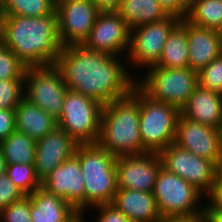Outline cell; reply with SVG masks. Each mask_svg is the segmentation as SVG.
<instances>
[{"label": "cell", "mask_w": 222, "mask_h": 222, "mask_svg": "<svg viewBox=\"0 0 222 222\" xmlns=\"http://www.w3.org/2000/svg\"><path fill=\"white\" fill-rule=\"evenodd\" d=\"M125 58L74 44L62 48L55 65L69 90L104 105L129 96L136 85V76L128 70Z\"/></svg>", "instance_id": "1"}, {"label": "cell", "mask_w": 222, "mask_h": 222, "mask_svg": "<svg viewBox=\"0 0 222 222\" xmlns=\"http://www.w3.org/2000/svg\"><path fill=\"white\" fill-rule=\"evenodd\" d=\"M4 45L27 67L56 64L63 48L58 34L57 16L6 15Z\"/></svg>", "instance_id": "2"}, {"label": "cell", "mask_w": 222, "mask_h": 222, "mask_svg": "<svg viewBox=\"0 0 222 222\" xmlns=\"http://www.w3.org/2000/svg\"><path fill=\"white\" fill-rule=\"evenodd\" d=\"M140 88L131 94L103 105L100 133L96 144L116 157L146 153L139 131Z\"/></svg>", "instance_id": "3"}, {"label": "cell", "mask_w": 222, "mask_h": 222, "mask_svg": "<svg viewBox=\"0 0 222 222\" xmlns=\"http://www.w3.org/2000/svg\"><path fill=\"white\" fill-rule=\"evenodd\" d=\"M74 155L84 176L85 211L112 203L117 192L116 156L97 144H78Z\"/></svg>", "instance_id": "4"}, {"label": "cell", "mask_w": 222, "mask_h": 222, "mask_svg": "<svg viewBox=\"0 0 222 222\" xmlns=\"http://www.w3.org/2000/svg\"><path fill=\"white\" fill-rule=\"evenodd\" d=\"M153 195L162 219L203 216L205 196L186 180L161 167Z\"/></svg>", "instance_id": "5"}, {"label": "cell", "mask_w": 222, "mask_h": 222, "mask_svg": "<svg viewBox=\"0 0 222 222\" xmlns=\"http://www.w3.org/2000/svg\"><path fill=\"white\" fill-rule=\"evenodd\" d=\"M136 85L150 98L177 107L186 104L198 86V74L190 68L148 67Z\"/></svg>", "instance_id": "6"}, {"label": "cell", "mask_w": 222, "mask_h": 222, "mask_svg": "<svg viewBox=\"0 0 222 222\" xmlns=\"http://www.w3.org/2000/svg\"><path fill=\"white\" fill-rule=\"evenodd\" d=\"M180 110L153 100L140 89L139 131L143 149L159 153L174 143Z\"/></svg>", "instance_id": "7"}, {"label": "cell", "mask_w": 222, "mask_h": 222, "mask_svg": "<svg viewBox=\"0 0 222 222\" xmlns=\"http://www.w3.org/2000/svg\"><path fill=\"white\" fill-rule=\"evenodd\" d=\"M102 110L100 101L68 89L57 125L78 144H96Z\"/></svg>", "instance_id": "8"}, {"label": "cell", "mask_w": 222, "mask_h": 222, "mask_svg": "<svg viewBox=\"0 0 222 222\" xmlns=\"http://www.w3.org/2000/svg\"><path fill=\"white\" fill-rule=\"evenodd\" d=\"M68 88L55 64L27 67L24 75V95L56 120L63 109Z\"/></svg>", "instance_id": "9"}, {"label": "cell", "mask_w": 222, "mask_h": 222, "mask_svg": "<svg viewBox=\"0 0 222 222\" xmlns=\"http://www.w3.org/2000/svg\"><path fill=\"white\" fill-rule=\"evenodd\" d=\"M180 22V19L169 15L168 17L137 26L130 29L129 50L126 56L127 66L147 69L154 66L160 59L163 46L172 29Z\"/></svg>", "instance_id": "10"}, {"label": "cell", "mask_w": 222, "mask_h": 222, "mask_svg": "<svg viewBox=\"0 0 222 222\" xmlns=\"http://www.w3.org/2000/svg\"><path fill=\"white\" fill-rule=\"evenodd\" d=\"M162 167L189 182L204 196L215 183L216 165L205 158L179 147L175 143L161 150Z\"/></svg>", "instance_id": "11"}, {"label": "cell", "mask_w": 222, "mask_h": 222, "mask_svg": "<svg viewBox=\"0 0 222 222\" xmlns=\"http://www.w3.org/2000/svg\"><path fill=\"white\" fill-rule=\"evenodd\" d=\"M58 34L63 47L83 44L100 10L92 0H61L55 4Z\"/></svg>", "instance_id": "12"}, {"label": "cell", "mask_w": 222, "mask_h": 222, "mask_svg": "<svg viewBox=\"0 0 222 222\" xmlns=\"http://www.w3.org/2000/svg\"><path fill=\"white\" fill-rule=\"evenodd\" d=\"M130 28L117 11H100L83 45L111 56H127ZM125 54V55H124Z\"/></svg>", "instance_id": "13"}, {"label": "cell", "mask_w": 222, "mask_h": 222, "mask_svg": "<svg viewBox=\"0 0 222 222\" xmlns=\"http://www.w3.org/2000/svg\"><path fill=\"white\" fill-rule=\"evenodd\" d=\"M162 161L158 153L116 157L117 188L153 192Z\"/></svg>", "instance_id": "14"}, {"label": "cell", "mask_w": 222, "mask_h": 222, "mask_svg": "<svg viewBox=\"0 0 222 222\" xmlns=\"http://www.w3.org/2000/svg\"><path fill=\"white\" fill-rule=\"evenodd\" d=\"M42 188L64 199L77 212L85 215L84 176L75 155L59 164L42 183Z\"/></svg>", "instance_id": "15"}, {"label": "cell", "mask_w": 222, "mask_h": 222, "mask_svg": "<svg viewBox=\"0 0 222 222\" xmlns=\"http://www.w3.org/2000/svg\"><path fill=\"white\" fill-rule=\"evenodd\" d=\"M78 143L58 125L36 141L34 168L42 184L59 165L71 158Z\"/></svg>", "instance_id": "16"}, {"label": "cell", "mask_w": 222, "mask_h": 222, "mask_svg": "<svg viewBox=\"0 0 222 222\" xmlns=\"http://www.w3.org/2000/svg\"><path fill=\"white\" fill-rule=\"evenodd\" d=\"M174 143L215 165L221 156L220 129L191 121L179 115Z\"/></svg>", "instance_id": "17"}, {"label": "cell", "mask_w": 222, "mask_h": 222, "mask_svg": "<svg viewBox=\"0 0 222 222\" xmlns=\"http://www.w3.org/2000/svg\"><path fill=\"white\" fill-rule=\"evenodd\" d=\"M180 115L213 128H222V94L198 85Z\"/></svg>", "instance_id": "18"}, {"label": "cell", "mask_w": 222, "mask_h": 222, "mask_svg": "<svg viewBox=\"0 0 222 222\" xmlns=\"http://www.w3.org/2000/svg\"><path fill=\"white\" fill-rule=\"evenodd\" d=\"M189 68L194 71L207 66L222 54L217 30L199 27L187 21Z\"/></svg>", "instance_id": "19"}, {"label": "cell", "mask_w": 222, "mask_h": 222, "mask_svg": "<svg viewBox=\"0 0 222 222\" xmlns=\"http://www.w3.org/2000/svg\"><path fill=\"white\" fill-rule=\"evenodd\" d=\"M112 204L131 222H158L162 220L153 192L117 189Z\"/></svg>", "instance_id": "20"}, {"label": "cell", "mask_w": 222, "mask_h": 222, "mask_svg": "<svg viewBox=\"0 0 222 222\" xmlns=\"http://www.w3.org/2000/svg\"><path fill=\"white\" fill-rule=\"evenodd\" d=\"M32 222H72L80 213L64 199L40 187L29 195Z\"/></svg>", "instance_id": "21"}, {"label": "cell", "mask_w": 222, "mask_h": 222, "mask_svg": "<svg viewBox=\"0 0 222 222\" xmlns=\"http://www.w3.org/2000/svg\"><path fill=\"white\" fill-rule=\"evenodd\" d=\"M15 125L16 131L37 141L57 126V120L24 97L15 108Z\"/></svg>", "instance_id": "22"}, {"label": "cell", "mask_w": 222, "mask_h": 222, "mask_svg": "<svg viewBox=\"0 0 222 222\" xmlns=\"http://www.w3.org/2000/svg\"><path fill=\"white\" fill-rule=\"evenodd\" d=\"M151 67L189 68L186 19L180 20L169 33L159 61Z\"/></svg>", "instance_id": "23"}, {"label": "cell", "mask_w": 222, "mask_h": 222, "mask_svg": "<svg viewBox=\"0 0 222 222\" xmlns=\"http://www.w3.org/2000/svg\"><path fill=\"white\" fill-rule=\"evenodd\" d=\"M116 11L126 21L130 29L169 16L157 0H122Z\"/></svg>", "instance_id": "24"}, {"label": "cell", "mask_w": 222, "mask_h": 222, "mask_svg": "<svg viewBox=\"0 0 222 222\" xmlns=\"http://www.w3.org/2000/svg\"><path fill=\"white\" fill-rule=\"evenodd\" d=\"M6 164H34L36 141L27 134L14 131L0 142Z\"/></svg>", "instance_id": "25"}, {"label": "cell", "mask_w": 222, "mask_h": 222, "mask_svg": "<svg viewBox=\"0 0 222 222\" xmlns=\"http://www.w3.org/2000/svg\"><path fill=\"white\" fill-rule=\"evenodd\" d=\"M185 19L193 25L218 30L222 25V0H191Z\"/></svg>", "instance_id": "26"}, {"label": "cell", "mask_w": 222, "mask_h": 222, "mask_svg": "<svg viewBox=\"0 0 222 222\" xmlns=\"http://www.w3.org/2000/svg\"><path fill=\"white\" fill-rule=\"evenodd\" d=\"M2 10L6 15L25 17L56 15L53 0H5Z\"/></svg>", "instance_id": "27"}, {"label": "cell", "mask_w": 222, "mask_h": 222, "mask_svg": "<svg viewBox=\"0 0 222 222\" xmlns=\"http://www.w3.org/2000/svg\"><path fill=\"white\" fill-rule=\"evenodd\" d=\"M5 173L26 196L42 187L37 179L34 164H7Z\"/></svg>", "instance_id": "28"}, {"label": "cell", "mask_w": 222, "mask_h": 222, "mask_svg": "<svg viewBox=\"0 0 222 222\" xmlns=\"http://www.w3.org/2000/svg\"><path fill=\"white\" fill-rule=\"evenodd\" d=\"M27 66L4 44L0 45V80L24 79Z\"/></svg>", "instance_id": "29"}, {"label": "cell", "mask_w": 222, "mask_h": 222, "mask_svg": "<svg viewBox=\"0 0 222 222\" xmlns=\"http://www.w3.org/2000/svg\"><path fill=\"white\" fill-rule=\"evenodd\" d=\"M24 97V79L0 80V109H15Z\"/></svg>", "instance_id": "30"}, {"label": "cell", "mask_w": 222, "mask_h": 222, "mask_svg": "<svg viewBox=\"0 0 222 222\" xmlns=\"http://www.w3.org/2000/svg\"><path fill=\"white\" fill-rule=\"evenodd\" d=\"M198 85L222 94V54L198 72Z\"/></svg>", "instance_id": "31"}, {"label": "cell", "mask_w": 222, "mask_h": 222, "mask_svg": "<svg viewBox=\"0 0 222 222\" xmlns=\"http://www.w3.org/2000/svg\"><path fill=\"white\" fill-rule=\"evenodd\" d=\"M30 216V197L25 196L0 211V222H32Z\"/></svg>", "instance_id": "32"}, {"label": "cell", "mask_w": 222, "mask_h": 222, "mask_svg": "<svg viewBox=\"0 0 222 222\" xmlns=\"http://www.w3.org/2000/svg\"><path fill=\"white\" fill-rule=\"evenodd\" d=\"M25 196L6 173L0 175V211Z\"/></svg>", "instance_id": "33"}, {"label": "cell", "mask_w": 222, "mask_h": 222, "mask_svg": "<svg viewBox=\"0 0 222 222\" xmlns=\"http://www.w3.org/2000/svg\"><path fill=\"white\" fill-rule=\"evenodd\" d=\"M96 209V222H131L129 218L112 203L98 204L88 209Z\"/></svg>", "instance_id": "34"}, {"label": "cell", "mask_w": 222, "mask_h": 222, "mask_svg": "<svg viewBox=\"0 0 222 222\" xmlns=\"http://www.w3.org/2000/svg\"><path fill=\"white\" fill-rule=\"evenodd\" d=\"M157 2L168 15L175 16L180 20L186 18L191 6V0H157Z\"/></svg>", "instance_id": "35"}, {"label": "cell", "mask_w": 222, "mask_h": 222, "mask_svg": "<svg viewBox=\"0 0 222 222\" xmlns=\"http://www.w3.org/2000/svg\"><path fill=\"white\" fill-rule=\"evenodd\" d=\"M15 130V109H0V142Z\"/></svg>", "instance_id": "36"}, {"label": "cell", "mask_w": 222, "mask_h": 222, "mask_svg": "<svg viewBox=\"0 0 222 222\" xmlns=\"http://www.w3.org/2000/svg\"><path fill=\"white\" fill-rule=\"evenodd\" d=\"M203 210H220L222 211V184H214L210 192L205 196ZM206 202V203H205Z\"/></svg>", "instance_id": "37"}, {"label": "cell", "mask_w": 222, "mask_h": 222, "mask_svg": "<svg viewBox=\"0 0 222 222\" xmlns=\"http://www.w3.org/2000/svg\"><path fill=\"white\" fill-rule=\"evenodd\" d=\"M100 11H116L122 0H92Z\"/></svg>", "instance_id": "38"}, {"label": "cell", "mask_w": 222, "mask_h": 222, "mask_svg": "<svg viewBox=\"0 0 222 222\" xmlns=\"http://www.w3.org/2000/svg\"><path fill=\"white\" fill-rule=\"evenodd\" d=\"M205 222H222V211L220 210H203Z\"/></svg>", "instance_id": "39"}, {"label": "cell", "mask_w": 222, "mask_h": 222, "mask_svg": "<svg viewBox=\"0 0 222 222\" xmlns=\"http://www.w3.org/2000/svg\"><path fill=\"white\" fill-rule=\"evenodd\" d=\"M214 184H222V157L216 163Z\"/></svg>", "instance_id": "40"}, {"label": "cell", "mask_w": 222, "mask_h": 222, "mask_svg": "<svg viewBox=\"0 0 222 222\" xmlns=\"http://www.w3.org/2000/svg\"><path fill=\"white\" fill-rule=\"evenodd\" d=\"M5 19L6 14L0 8V45L4 44Z\"/></svg>", "instance_id": "41"}, {"label": "cell", "mask_w": 222, "mask_h": 222, "mask_svg": "<svg viewBox=\"0 0 222 222\" xmlns=\"http://www.w3.org/2000/svg\"><path fill=\"white\" fill-rule=\"evenodd\" d=\"M158 222H205L203 216L191 219H162Z\"/></svg>", "instance_id": "42"}, {"label": "cell", "mask_w": 222, "mask_h": 222, "mask_svg": "<svg viewBox=\"0 0 222 222\" xmlns=\"http://www.w3.org/2000/svg\"><path fill=\"white\" fill-rule=\"evenodd\" d=\"M6 167V160L4 159L2 151L0 150V175L5 173Z\"/></svg>", "instance_id": "43"}, {"label": "cell", "mask_w": 222, "mask_h": 222, "mask_svg": "<svg viewBox=\"0 0 222 222\" xmlns=\"http://www.w3.org/2000/svg\"><path fill=\"white\" fill-rule=\"evenodd\" d=\"M217 31H218V36H219L221 48H222V25L220 26V28Z\"/></svg>", "instance_id": "44"}, {"label": "cell", "mask_w": 222, "mask_h": 222, "mask_svg": "<svg viewBox=\"0 0 222 222\" xmlns=\"http://www.w3.org/2000/svg\"><path fill=\"white\" fill-rule=\"evenodd\" d=\"M220 153H221L220 157H222V128L220 129Z\"/></svg>", "instance_id": "45"}, {"label": "cell", "mask_w": 222, "mask_h": 222, "mask_svg": "<svg viewBox=\"0 0 222 222\" xmlns=\"http://www.w3.org/2000/svg\"><path fill=\"white\" fill-rule=\"evenodd\" d=\"M4 2H5V0H0V8L3 7Z\"/></svg>", "instance_id": "46"}, {"label": "cell", "mask_w": 222, "mask_h": 222, "mask_svg": "<svg viewBox=\"0 0 222 222\" xmlns=\"http://www.w3.org/2000/svg\"><path fill=\"white\" fill-rule=\"evenodd\" d=\"M54 2H55V4L57 3V2H60L61 0H53Z\"/></svg>", "instance_id": "47"}]
</instances>
